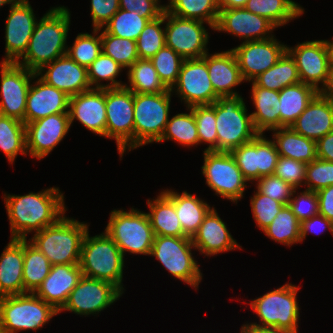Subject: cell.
<instances>
[{
  "mask_svg": "<svg viewBox=\"0 0 333 333\" xmlns=\"http://www.w3.org/2000/svg\"><path fill=\"white\" fill-rule=\"evenodd\" d=\"M3 197L11 239H27V234L56 224L67 210L59 187L25 195L5 194Z\"/></svg>",
  "mask_w": 333,
  "mask_h": 333,
  "instance_id": "1",
  "label": "cell"
},
{
  "mask_svg": "<svg viewBox=\"0 0 333 333\" xmlns=\"http://www.w3.org/2000/svg\"><path fill=\"white\" fill-rule=\"evenodd\" d=\"M70 12L53 7L36 22L28 48L16 63L37 73L44 65L66 55Z\"/></svg>",
  "mask_w": 333,
  "mask_h": 333,
  "instance_id": "2",
  "label": "cell"
},
{
  "mask_svg": "<svg viewBox=\"0 0 333 333\" xmlns=\"http://www.w3.org/2000/svg\"><path fill=\"white\" fill-rule=\"evenodd\" d=\"M87 223L63 216L56 224L36 232L29 241L43 253L51 265L79 264Z\"/></svg>",
  "mask_w": 333,
  "mask_h": 333,
  "instance_id": "3",
  "label": "cell"
},
{
  "mask_svg": "<svg viewBox=\"0 0 333 333\" xmlns=\"http://www.w3.org/2000/svg\"><path fill=\"white\" fill-rule=\"evenodd\" d=\"M79 266L83 276L108 281L124 291V256L105 231L93 237L87 231L82 243Z\"/></svg>",
  "mask_w": 333,
  "mask_h": 333,
  "instance_id": "4",
  "label": "cell"
},
{
  "mask_svg": "<svg viewBox=\"0 0 333 333\" xmlns=\"http://www.w3.org/2000/svg\"><path fill=\"white\" fill-rule=\"evenodd\" d=\"M242 96H220L215 101L217 151L230 152L252 141L256 131Z\"/></svg>",
  "mask_w": 333,
  "mask_h": 333,
  "instance_id": "5",
  "label": "cell"
},
{
  "mask_svg": "<svg viewBox=\"0 0 333 333\" xmlns=\"http://www.w3.org/2000/svg\"><path fill=\"white\" fill-rule=\"evenodd\" d=\"M59 312L34 293L0 298V325L3 333L38 330Z\"/></svg>",
  "mask_w": 333,
  "mask_h": 333,
  "instance_id": "6",
  "label": "cell"
},
{
  "mask_svg": "<svg viewBox=\"0 0 333 333\" xmlns=\"http://www.w3.org/2000/svg\"><path fill=\"white\" fill-rule=\"evenodd\" d=\"M105 232L125 252L150 255L155 234L147 213L131 208L129 211L114 209L110 213Z\"/></svg>",
  "mask_w": 333,
  "mask_h": 333,
  "instance_id": "7",
  "label": "cell"
},
{
  "mask_svg": "<svg viewBox=\"0 0 333 333\" xmlns=\"http://www.w3.org/2000/svg\"><path fill=\"white\" fill-rule=\"evenodd\" d=\"M300 288L291 283L267 292L266 294L250 301V306L259 319L262 327H275L298 333L300 315L297 302V292Z\"/></svg>",
  "mask_w": 333,
  "mask_h": 333,
  "instance_id": "8",
  "label": "cell"
},
{
  "mask_svg": "<svg viewBox=\"0 0 333 333\" xmlns=\"http://www.w3.org/2000/svg\"><path fill=\"white\" fill-rule=\"evenodd\" d=\"M171 95V90L134 93V149L161 139L169 120Z\"/></svg>",
  "mask_w": 333,
  "mask_h": 333,
  "instance_id": "9",
  "label": "cell"
},
{
  "mask_svg": "<svg viewBox=\"0 0 333 333\" xmlns=\"http://www.w3.org/2000/svg\"><path fill=\"white\" fill-rule=\"evenodd\" d=\"M192 249L195 247L189 237L155 236L150 256H155L172 276L196 290L203 276Z\"/></svg>",
  "mask_w": 333,
  "mask_h": 333,
  "instance_id": "10",
  "label": "cell"
},
{
  "mask_svg": "<svg viewBox=\"0 0 333 333\" xmlns=\"http://www.w3.org/2000/svg\"><path fill=\"white\" fill-rule=\"evenodd\" d=\"M105 137L115 139L120 160L126 149H134V93L125 88H106Z\"/></svg>",
  "mask_w": 333,
  "mask_h": 333,
  "instance_id": "11",
  "label": "cell"
},
{
  "mask_svg": "<svg viewBox=\"0 0 333 333\" xmlns=\"http://www.w3.org/2000/svg\"><path fill=\"white\" fill-rule=\"evenodd\" d=\"M202 174L206 184L215 194L232 202H238L244 195L247 180L237 166L230 152L205 151Z\"/></svg>",
  "mask_w": 333,
  "mask_h": 333,
  "instance_id": "12",
  "label": "cell"
},
{
  "mask_svg": "<svg viewBox=\"0 0 333 333\" xmlns=\"http://www.w3.org/2000/svg\"><path fill=\"white\" fill-rule=\"evenodd\" d=\"M167 20V21H166ZM165 45L184 60L202 58L208 53L209 33L203 21L181 18L164 10Z\"/></svg>",
  "mask_w": 333,
  "mask_h": 333,
  "instance_id": "13",
  "label": "cell"
},
{
  "mask_svg": "<svg viewBox=\"0 0 333 333\" xmlns=\"http://www.w3.org/2000/svg\"><path fill=\"white\" fill-rule=\"evenodd\" d=\"M123 293L108 281L82 276L59 313L67 310L84 316L99 314L120 299Z\"/></svg>",
  "mask_w": 333,
  "mask_h": 333,
  "instance_id": "14",
  "label": "cell"
},
{
  "mask_svg": "<svg viewBox=\"0 0 333 333\" xmlns=\"http://www.w3.org/2000/svg\"><path fill=\"white\" fill-rule=\"evenodd\" d=\"M0 114L25 124L27 93L36 73L13 62H1Z\"/></svg>",
  "mask_w": 333,
  "mask_h": 333,
  "instance_id": "15",
  "label": "cell"
},
{
  "mask_svg": "<svg viewBox=\"0 0 333 333\" xmlns=\"http://www.w3.org/2000/svg\"><path fill=\"white\" fill-rule=\"evenodd\" d=\"M176 91L186 104V108L196 105H211L220 96L214 91L208 74L207 63L203 58L183 61L178 80L171 92Z\"/></svg>",
  "mask_w": 333,
  "mask_h": 333,
  "instance_id": "16",
  "label": "cell"
},
{
  "mask_svg": "<svg viewBox=\"0 0 333 333\" xmlns=\"http://www.w3.org/2000/svg\"><path fill=\"white\" fill-rule=\"evenodd\" d=\"M244 178L249 182L273 175L279 153L274 141L258 134L252 141L230 151Z\"/></svg>",
  "mask_w": 333,
  "mask_h": 333,
  "instance_id": "17",
  "label": "cell"
},
{
  "mask_svg": "<svg viewBox=\"0 0 333 333\" xmlns=\"http://www.w3.org/2000/svg\"><path fill=\"white\" fill-rule=\"evenodd\" d=\"M287 52L295 60L302 83L313 86L317 91L326 84L331 67L327 40H313L288 47Z\"/></svg>",
  "mask_w": 333,
  "mask_h": 333,
  "instance_id": "18",
  "label": "cell"
},
{
  "mask_svg": "<svg viewBox=\"0 0 333 333\" xmlns=\"http://www.w3.org/2000/svg\"><path fill=\"white\" fill-rule=\"evenodd\" d=\"M237 59L244 81H253L277 63L287 51V45L273 37L266 40L242 42L231 49Z\"/></svg>",
  "mask_w": 333,
  "mask_h": 333,
  "instance_id": "19",
  "label": "cell"
},
{
  "mask_svg": "<svg viewBox=\"0 0 333 333\" xmlns=\"http://www.w3.org/2000/svg\"><path fill=\"white\" fill-rule=\"evenodd\" d=\"M37 19L29 0H15L9 9L5 26V58L16 63L26 52Z\"/></svg>",
  "mask_w": 333,
  "mask_h": 333,
  "instance_id": "20",
  "label": "cell"
},
{
  "mask_svg": "<svg viewBox=\"0 0 333 333\" xmlns=\"http://www.w3.org/2000/svg\"><path fill=\"white\" fill-rule=\"evenodd\" d=\"M69 113L51 114L25 124L26 151L38 160L45 158L70 129Z\"/></svg>",
  "mask_w": 333,
  "mask_h": 333,
  "instance_id": "21",
  "label": "cell"
},
{
  "mask_svg": "<svg viewBox=\"0 0 333 333\" xmlns=\"http://www.w3.org/2000/svg\"><path fill=\"white\" fill-rule=\"evenodd\" d=\"M277 27L267 18L241 8H220L217 24L213 30L231 33L243 38V42L266 40ZM271 34V35H270Z\"/></svg>",
  "mask_w": 333,
  "mask_h": 333,
  "instance_id": "22",
  "label": "cell"
},
{
  "mask_svg": "<svg viewBox=\"0 0 333 333\" xmlns=\"http://www.w3.org/2000/svg\"><path fill=\"white\" fill-rule=\"evenodd\" d=\"M36 74L69 97L91 89L87 68L79 65L67 54L44 65Z\"/></svg>",
  "mask_w": 333,
  "mask_h": 333,
  "instance_id": "23",
  "label": "cell"
},
{
  "mask_svg": "<svg viewBox=\"0 0 333 333\" xmlns=\"http://www.w3.org/2000/svg\"><path fill=\"white\" fill-rule=\"evenodd\" d=\"M70 125L76 119L93 133L105 137V89L91 88L69 99Z\"/></svg>",
  "mask_w": 333,
  "mask_h": 333,
  "instance_id": "24",
  "label": "cell"
},
{
  "mask_svg": "<svg viewBox=\"0 0 333 333\" xmlns=\"http://www.w3.org/2000/svg\"><path fill=\"white\" fill-rule=\"evenodd\" d=\"M82 276L79 264L52 265L49 275L34 294L59 312Z\"/></svg>",
  "mask_w": 333,
  "mask_h": 333,
  "instance_id": "25",
  "label": "cell"
},
{
  "mask_svg": "<svg viewBox=\"0 0 333 333\" xmlns=\"http://www.w3.org/2000/svg\"><path fill=\"white\" fill-rule=\"evenodd\" d=\"M37 80L27 93L25 124L45 118L51 114L68 113L70 97L47 84L36 74Z\"/></svg>",
  "mask_w": 333,
  "mask_h": 333,
  "instance_id": "26",
  "label": "cell"
},
{
  "mask_svg": "<svg viewBox=\"0 0 333 333\" xmlns=\"http://www.w3.org/2000/svg\"><path fill=\"white\" fill-rule=\"evenodd\" d=\"M192 243L196 250L207 257L241 249L215 208H212L204 218L197 233L192 237Z\"/></svg>",
  "mask_w": 333,
  "mask_h": 333,
  "instance_id": "27",
  "label": "cell"
},
{
  "mask_svg": "<svg viewBox=\"0 0 333 333\" xmlns=\"http://www.w3.org/2000/svg\"><path fill=\"white\" fill-rule=\"evenodd\" d=\"M290 127L317 142L333 131V102L318 92Z\"/></svg>",
  "mask_w": 333,
  "mask_h": 333,
  "instance_id": "28",
  "label": "cell"
},
{
  "mask_svg": "<svg viewBox=\"0 0 333 333\" xmlns=\"http://www.w3.org/2000/svg\"><path fill=\"white\" fill-rule=\"evenodd\" d=\"M208 68L209 78L214 91L219 96L240 95L233 91L234 86H238L244 80L234 52L230 49L220 53L208 54L202 57Z\"/></svg>",
  "mask_w": 333,
  "mask_h": 333,
  "instance_id": "29",
  "label": "cell"
},
{
  "mask_svg": "<svg viewBox=\"0 0 333 333\" xmlns=\"http://www.w3.org/2000/svg\"><path fill=\"white\" fill-rule=\"evenodd\" d=\"M24 239H11L0 256V298L24 294Z\"/></svg>",
  "mask_w": 333,
  "mask_h": 333,
  "instance_id": "30",
  "label": "cell"
},
{
  "mask_svg": "<svg viewBox=\"0 0 333 333\" xmlns=\"http://www.w3.org/2000/svg\"><path fill=\"white\" fill-rule=\"evenodd\" d=\"M163 192L174 204L184 235L192 239L212 207L204 200L187 191L179 194L174 190L167 189L163 190Z\"/></svg>",
  "mask_w": 333,
  "mask_h": 333,
  "instance_id": "31",
  "label": "cell"
},
{
  "mask_svg": "<svg viewBox=\"0 0 333 333\" xmlns=\"http://www.w3.org/2000/svg\"><path fill=\"white\" fill-rule=\"evenodd\" d=\"M251 97L256 111L251 113L256 131L264 134L280 128V102L279 91L269 90L257 86L252 81Z\"/></svg>",
  "mask_w": 333,
  "mask_h": 333,
  "instance_id": "32",
  "label": "cell"
},
{
  "mask_svg": "<svg viewBox=\"0 0 333 333\" xmlns=\"http://www.w3.org/2000/svg\"><path fill=\"white\" fill-rule=\"evenodd\" d=\"M279 156L310 163L317 158L316 141L295 132L291 127L271 130Z\"/></svg>",
  "mask_w": 333,
  "mask_h": 333,
  "instance_id": "33",
  "label": "cell"
},
{
  "mask_svg": "<svg viewBox=\"0 0 333 333\" xmlns=\"http://www.w3.org/2000/svg\"><path fill=\"white\" fill-rule=\"evenodd\" d=\"M147 213L155 236L186 237L172 200L161 191L157 198L147 200Z\"/></svg>",
  "mask_w": 333,
  "mask_h": 333,
  "instance_id": "34",
  "label": "cell"
},
{
  "mask_svg": "<svg viewBox=\"0 0 333 333\" xmlns=\"http://www.w3.org/2000/svg\"><path fill=\"white\" fill-rule=\"evenodd\" d=\"M318 92L302 82L282 88L279 91L280 128L290 127Z\"/></svg>",
  "mask_w": 333,
  "mask_h": 333,
  "instance_id": "35",
  "label": "cell"
},
{
  "mask_svg": "<svg viewBox=\"0 0 333 333\" xmlns=\"http://www.w3.org/2000/svg\"><path fill=\"white\" fill-rule=\"evenodd\" d=\"M244 8L267 18L277 28L304 13V9L292 0H247Z\"/></svg>",
  "mask_w": 333,
  "mask_h": 333,
  "instance_id": "36",
  "label": "cell"
},
{
  "mask_svg": "<svg viewBox=\"0 0 333 333\" xmlns=\"http://www.w3.org/2000/svg\"><path fill=\"white\" fill-rule=\"evenodd\" d=\"M253 82L273 91H280L290 85L301 82L295 60L286 51L275 65L257 76Z\"/></svg>",
  "mask_w": 333,
  "mask_h": 333,
  "instance_id": "37",
  "label": "cell"
},
{
  "mask_svg": "<svg viewBox=\"0 0 333 333\" xmlns=\"http://www.w3.org/2000/svg\"><path fill=\"white\" fill-rule=\"evenodd\" d=\"M165 10L175 16L208 23L214 29L219 17L218 0H172Z\"/></svg>",
  "mask_w": 333,
  "mask_h": 333,
  "instance_id": "38",
  "label": "cell"
},
{
  "mask_svg": "<svg viewBox=\"0 0 333 333\" xmlns=\"http://www.w3.org/2000/svg\"><path fill=\"white\" fill-rule=\"evenodd\" d=\"M51 266L48 258L30 241L24 239V293H34L49 275Z\"/></svg>",
  "mask_w": 333,
  "mask_h": 333,
  "instance_id": "39",
  "label": "cell"
},
{
  "mask_svg": "<svg viewBox=\"0 0 333 333\" xmlns=\"http://www.w3.org/2000/svg\"><path fill=\"white\" fill-rule=\"evenodd\" d=\"M128 82L125 88L133 93H163L169 89L158 76L155 67L148 59H138L127 71Z\"/></svg>",
  "mask_w": 333,
  "mask_h": 333,
  "instance_id": "40",
  "label": "cell"
},
{
  "mask_svg": "<svg viewBox=\"0 0 333 333\" xmlns=\"http://www.w3.org/2000/svg\"><path fill=\"white\" fill-rule=\"evenodd\" d=\"M0 150L10 164L19 153L27 155L26 127L22 121L0 114Z\"/></svg>",
  "mask_w": 333,
  "mask_h": 333,
  "instance_id": "41",
  "label": "cell"
},
{
  "mask_svg": "<svg viewBox=\"0 0 333 333\" xmlns=\"http://www.w3.org/2000/svg\"><path fill=\"white\" fill-rule=\"evenodd\" d=\"M275 242L286 246L301 242L300 221L296 218L289 205H285L273 219V222L263 231Z\"/></svg>",
  "mask_w": 333,
  "mask_h": 333,
  "instance_id": "42",
  "label": "cell"
},
{
  "mask_svg": "<svg viewBox=\"0 0 333 333\" xmlns=\"http://www.w3.org/2000/svg\"><path fill=\"white\" fill-rule=\"evenodd\" d=\"M189 113H179L168 120L165 131L158 142L174 140L182 146L199 144L197 125L190 108Z\"/></svg>",
  "mask_w": 333,
  "mask_h": 333,
  "instance_id": "43",
  "label": "cell"
},
{
  "mask_svg": "<svg viewBox=\"0 0 333 333\" xmlns=\"http://www.w3.org/2000/svg\"><path fill=\"white\" fill-rule=\"evenodd\" d=\"M124 69L120 64L115 62L110 56L103 52L87 67L88 79L91 88L106 89V88H121L124 84L118 82L115 78L119 76L121 70ZM110 81L108 84L100 82Z\"/></svg>",
  "mask_w": 333,
  "mask_h": 333,
  "instance_id": "44",
  "label": "cell"
},
{
  "mask_svg": "<svg viewBox=\"0 0 333 333\" xmlns=\"http://www.w3.org/2000/svg\"><path fill=\"white\" fill-rule=\"evenodd\" d=\"M149 22L134 11L119 9L104 26V30L116 37L136 41Z\"/></svg>",
  "mask_w": 333,
  "mask_h": 333,
  "instance_id": "45",
  "label": "cell"
},
{
  "mask_svg": "<svg viewBox=\"0 0 333 333\" xmlns=\"http://www.w3.org/2000/svg\"><path fill=\"white\" fill-rule=\"evenodd\" d=\"M100 36L102 52L110 56L123 68L128 69L139 59L136 41L113 36L104 29L101 31Z\"/></svg>",
  "mask_w": 333,
  "mask_h": 333,
  "instance_id": "46",
  "label": "cell"
},
{
  "mask_svg": "<svg viewBox=\"0 0 333 333\" xmlns=\"http://www.w3.org/2000/svg\"><path fill=\"white\" fill-rule=\"evenodd\" d=\"M163 24L164 12L160 17L149 21L145 25L136 40L139 59L150 60L165 46V28L161 27Z\"/></svg>",
  "mask_w": 333,
  "mask_h": 333,
  "instance_id": "47",
  "label": "cell"
},
{
  "mask_svg": "<svg viewBox=\"0 0 333 333\" xmlns=\"http://www.w3.org/2000/svg\"><path fill=\"white\" fill-rule=\"evenodd\" d=\"M100 31V29H93V35L89 33H79L75 38L73 46L67 47L66 54L79 65L86 68L89 67L102 53Z\"/></svg>",
  "mask_w": 333,
  "mask_h": 333,
  "instance_id": "48",
  "label": "cell"
},
{
  "mask_svg": "<svg viewBox=\"0 0 333 333\" xmlns=\"http://www.w3.org/2000/svg\"><path fill=\"white\" fill-rule=\"evenodd\" d=\"M150 61L164 85L171 90L176 84L184 59L168 46H164Z\"/></svg>",
  "mask_w": 333,
  "mask_h": 333,
  "instance_id": "49",
  "label": "cell"
},
{
  "mask_svg": "<svg viewBox=\"0 0 333 333\" xmlns=\"http://www.w3.org/2000/svg\"><path fill=\"white\" fill-rule=\"evenodd\" d=\"M197 125L200 143H208L205 151H217V129L215 118V102L211 105H196L189 107Z\"/></svg>",
  "mask_w": 333,
  "mask_h": 333,
  "instance_id": "50",
  "label": "cell"
},
{
  "mask_svg": "<svg viewBox=\"0 0 333 333\" xmlns=\"http://www.w3.org/2000/svg\"><path fill=\"white\" fill-rule=\"evenodd\" d=\"M251 197V210L256 225L264 231L272 222L280 210L285 206L269 196L260 193L258 190Z\"/></svg>",
  "mask_w": 333,
  "mask_h": 333,
  "instance_id": "51",
  "label": "cell"
},
{
  "mask_svg": "<svg viewBox=\"0 0 333 333\" xmlns=\"http://www.w3.org/2000/svg\"><path fill=\"white\" fill-rule=\"evenodd\" d=\"M304 184L315 192L333 185V162L316 158L308 163Z\"/></svg>",
  "mask_w": 333,
  "mask_h": 333,
  "instance_id": "52",
  "label": "cell"
},
{
  "mask_svg": "<svg viewBox=\"0 0 333 333\" xmlns=\"http://www.w3.org/2000/svg\"><path fill=\"white\" fill-rule=\"evenodd\" d=\"M306 168V163L279 156L273 175L298 189L304 185Z\"/></svg>",
  "mask_w": 333,
  "mask_h": 333,
  "instance_id": "53",
  "label": "cell"
},
{
  "mask_svg": "<svg viewBox=\"0 0 333 333\" xmlns=\"http://www.w3.org/2000/svg\"><path fill=\"white\" fill-rule=\"evenodd\" d=\"M256 189L270 198L288 205L294 187L274 175L263 176L256 181Z\"/></svg>",
  "mask_w": 333,
  "mask_h": 333,
  "instance_id": "54",
  "label": "cell"
},
{
  "mask_svg": "<svg viewBox=\"0 0 333 333\" xmlns=\"http://www.w3.org/2000/svg\"><path fill=\"white\" fill-rule=\"evenodd\" d=\"M294 189L292 197L288 203L296 218L301 222L309 219L312 216L319 214L317 192L306 189L299 195L296 194Z\"/></svg>",
  "mask_w": 333,
  "mask_h": 333,
  "instance_id": "55",
  "label": "cell"
},
{
  "mask_svg": "<svg viewBox=\"0 0 333 333\" xmlns=\"http://www.w3.org/2000/svg\"><path fill=\"white\" fill-rule=\"evenodd\" d=\"M93 29L102 30L120 9L119 0H91Z\"/></svg>",
  "mask_w": 333,
  "mask_h": 333,
  "instance_id": "56",
  "label": "cell"
},
{
  "mask_svg": "<svg viewBox=\"0 0 333 333\" xmlns=\"http://www.w3.org/2000/svg\"><path fill=\"white\" fill-rule=\"evenodd\" d=\"M119 4L121 9L134 11L149 21L160 17L165 10L159 0H119Z\"/></svg>",
  "mask_w": 333,
  "mask_h": 333,
  "instance_id": "57",
  "label": "cell"
},
{
  "mask_svg": "<svg viewBox=\"0 0 333 333\" xmlns=\"http://www.w3.org/2000/svg\"><path fill=\"white\" fill-rule=\"evenodd\" d=\"M318 228V229H317ZM329 229L333 235V223L325 218L323 215H315L309 219L300 222V239L301 242L305 239L306 235L310 231L311 233H316V230L324 231ZM322 233V232H321ZM316 234H319L318 232Z\"/></svg>",
  "mask_w": 333,
  "mask_h": 333,
  "instance_id": "58",
  "label": "cell"
},
{
  "mask_svg": "<svg viewBox=\"0 0 333 333\" xmlns=\"http://www.w3.org/2000/svg\"><path fill=\"white\" fill-rule=\"evenodd\" d=\"M319 214L333 223V185L317 191Z\"/></svg>",
  "mask_w": 333,
  "mask_h": 333,
  "instance_id": "59",
  "label": "cell"
},
{
  "mask_svg": "<svg viewBox=\"0 0 333 333\" xmlns=\"http://www.w3.org/2000/svg\"><path fill=\"white\" fill-rule=\"evenodd\" d=\"M317 158L333 162V131L316 142Z\"/></svg>",
  "mask_w": 333,
  "mask_h": 333,
  "instance_id": "60",
  "label": "cell"
},
{
  "mask_svg": "<svg viewBox=\"0 0 333 333\" xmlns=\"http://www.w3.org/2000/svg\"><path fill=\"white\" fill-rule=\"evenodd\" d=\"M240 333H290V332L275 327H262L255 325L253 323H246L242 325Z\"/></svg>",
  "mask_w": 333,
  "mask_h": 333,
  "instance_id": "61",
  "label": "cell"
},
{
  "mask_svg": "<svg viewBox=\"0 0 333 333\" xmlns=\"http://www.w3.org/2000/svg\"><path fill=\"white\" fill-rule=\"evenodd\" d=\"M319 93L333 102V65H331L326 84L320 87Z\"/></svg>",
  "mask_w": 333,
  "mask_h": 333,
  "instance_id": "62",
  "label": "cell"
},
{
  "mask_svg": "<svg viewBox=\"0 0 333 333\" xmlns=\"http://www.w3.org/2000/svg\"><path fill=\"white\" fill-rule=\"evenodd\" d=\"M219 8H241L245 7L247 0H218Z\"/></svg>",
  "mask_w": 333,
  "mask_h": 333,
  "instance_id": "63",
  "label": "cell"
},
{
  "mask_svg": "<svg viewBox=\"0 0 333 333\" xmlns=\"http://www.w3.org/2000/svg\"><path fill=\"white\" fill-rule=\"evenodd\" d=\"M327 44H328L329 51H330L331 65H333V41L327 40Z\"/></svg>",
  "mask_w": 333,
  "mask_h": 333,
  "instance_id": "64",
  "label": "cell"
},
{
  "mask_svg": "<svg viewBox=\"0 0 333 333\" xmlns=\"http://www.w3.org/2000/svg\"><path fill=\"white\" fill-rule=\"evenodd\" d=\"M15 0H0V7L6 4H12Z\"/></svg>",
  "mask_w": 333,
  "mask_h": 333,
  "instance_id": "65",
  "label": "cell"
},
{
  "mask_svg": "<svg viewBox=\"0 0 333 333\" xmlns=\"http://www.w3.org/2000/svg\"><path fill=\"white\" fill-rule=\"evenodd\" d=\"M0 333H3L1 325H0Z\"/></svg>",
  "mask_w": 333,
  "mask_h": 333,
  "instance_id": "66",
  "label": "cell"
}]
</instances>
